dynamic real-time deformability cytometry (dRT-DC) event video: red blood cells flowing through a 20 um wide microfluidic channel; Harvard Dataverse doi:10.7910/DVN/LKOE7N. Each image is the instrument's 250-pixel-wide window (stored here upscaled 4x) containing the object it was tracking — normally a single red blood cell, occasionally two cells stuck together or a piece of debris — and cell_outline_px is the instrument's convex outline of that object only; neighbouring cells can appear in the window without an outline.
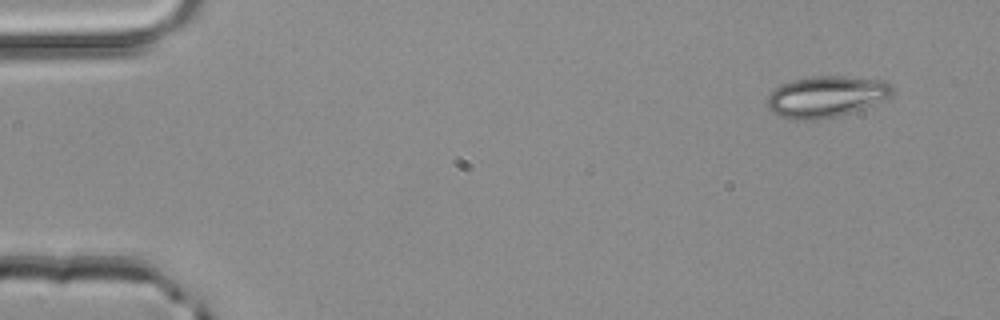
{"species": "common noctule bat (a hibernating species)", "species_latin": "Nyctalus noctula", "temperature_condition": "room temperature", "stored_images_in_passage": 3, "camera_frame_rate_fps": 3000, "um_per_image_px": 0.085, "animal": {"sex": "male", "body_mass_g": 20.4}, "frame": {"image": 1, "passage_image": 1, "time_ms": 0.0, "image_size_px": [1000, 320], "cell_outline_px": [[892, 92], [884, 100], [852, 112], [836, 116], [816, 120], [792, 120], [780, 116], [772, 112], [768, 108], [768, 96], [776, 88], [792, 80], [812, 76], [844, 76], [884, 80], [892, 88]], "centroid_in_image_um": [70.21, 8.22], "position_along_channel_um": 14.8, "area_um2": 29.82}}